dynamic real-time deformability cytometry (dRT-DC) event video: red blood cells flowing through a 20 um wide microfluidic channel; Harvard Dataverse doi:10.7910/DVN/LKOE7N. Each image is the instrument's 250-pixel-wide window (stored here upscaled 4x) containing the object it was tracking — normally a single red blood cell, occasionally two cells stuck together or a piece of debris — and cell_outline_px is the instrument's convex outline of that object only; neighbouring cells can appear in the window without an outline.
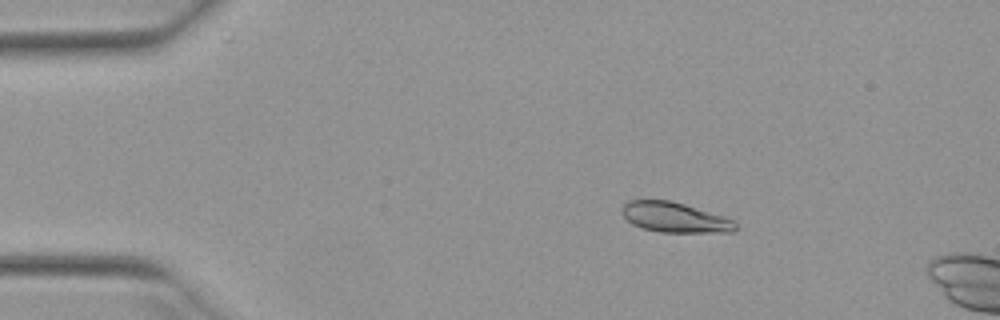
{"species": "Egyptian fruit bat (a non-hibernating species)", "species_latin": "Rousettus aegyptiacus", "temperature_condition": "warm", "stored_images_in_passage": 14, "camera_frame_rate_fps": 3000, "um_per_image_px": 0.085, "animal": {"sex": "female"}, "frame": {"image": 1, "passage_image": 7, "time_ms": 2.0, "image_size_px": [1000, 320], "cell_outline_px": [[736, 228], [732, 232], [660, 232], [644, 228], [632, 224], [624, 216], [624, 204], [628, 200], [668, 200], [684, 204], [724, 216], [736, 220]], "centroid_in_image_um": [57.4, 18.48], "position_along_channel_um": 27.6, "area_um2": 19.65}}